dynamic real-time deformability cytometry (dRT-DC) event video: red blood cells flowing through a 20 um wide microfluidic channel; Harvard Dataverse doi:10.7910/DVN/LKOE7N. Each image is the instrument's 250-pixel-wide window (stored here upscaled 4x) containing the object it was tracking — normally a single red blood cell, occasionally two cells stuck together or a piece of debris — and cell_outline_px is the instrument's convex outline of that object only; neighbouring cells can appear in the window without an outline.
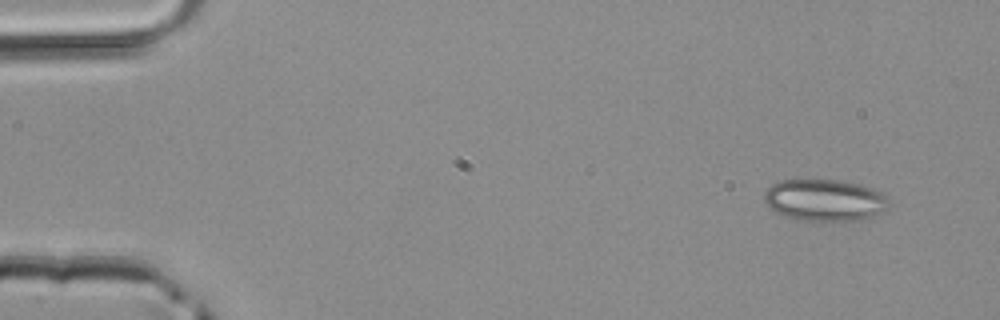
{"species": "common noctule bat (a hibernating species)", "species_latin": "Nyctalus noctula", "temperature_condition": "room temperature", "stored_images_in_passage": 3, "camera_frame_rate_fps": 3000, "um_per_image_px": 0.085, "animal": {"sex": "male", "body_mass_g": 20.4}, "frame": {"image": 1, "passage_image": 1, "time_ms": 0.0, "image_size_px": [1000, 320], "cell_outline_px": [[888, 208], [884, 212], [868, 220], [804, 220], [784, 216], [768, 208], [764, 204], [764, 192], [776, 180], [840, 180], [860, 184], [872, 188], [880, 192], [888, 200]], "centroid_in_image_um": [70.09, 17.01], "position_along_channel_um": 14.9, "area_um2": 30.63}}